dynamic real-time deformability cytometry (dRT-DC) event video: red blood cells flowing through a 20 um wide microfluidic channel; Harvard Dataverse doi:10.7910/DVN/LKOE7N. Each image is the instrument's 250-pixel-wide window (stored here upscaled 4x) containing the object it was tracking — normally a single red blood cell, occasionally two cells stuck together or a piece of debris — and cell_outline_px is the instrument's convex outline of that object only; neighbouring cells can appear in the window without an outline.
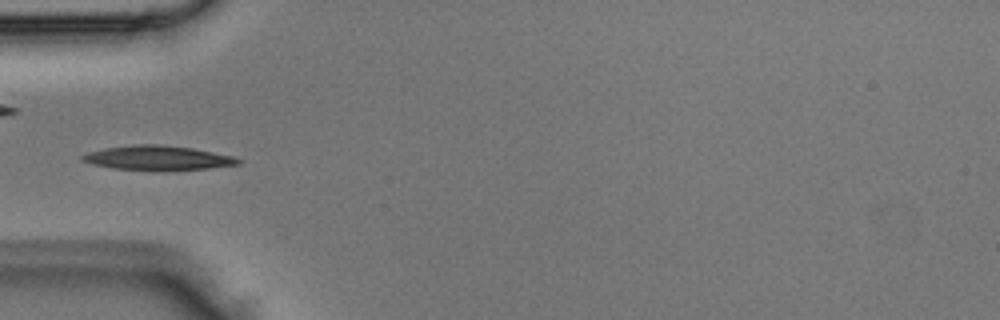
{"species": "Egyptian fruit bat (a non-hibernating species)", "species_latin": "Rousettus aegyptiacus", "temperature_condition": "room temperature", "stored_images_in_passage": 2, "camera_frame_rate_fps": 3000, "um_per_image_px": 0.085, "animal": {"sex": "male"}, "frame": {"image": 1, "passage_image": 2, "time_ms": 0.333, "image_size_px": [1000, 320], "cell_outline_px": [[240, 164], [208, 168], [112, 168], [92, 164], [80, 160], [80, 156], [88, 152], [104, 148], [136, 144], [156, 144], [192, 148], [232, 156], [240, 160]], "centroid_in_image_um": [13.34, 13.38], "position_along_channel_um": 71.7, "area_um2": 21.1}}